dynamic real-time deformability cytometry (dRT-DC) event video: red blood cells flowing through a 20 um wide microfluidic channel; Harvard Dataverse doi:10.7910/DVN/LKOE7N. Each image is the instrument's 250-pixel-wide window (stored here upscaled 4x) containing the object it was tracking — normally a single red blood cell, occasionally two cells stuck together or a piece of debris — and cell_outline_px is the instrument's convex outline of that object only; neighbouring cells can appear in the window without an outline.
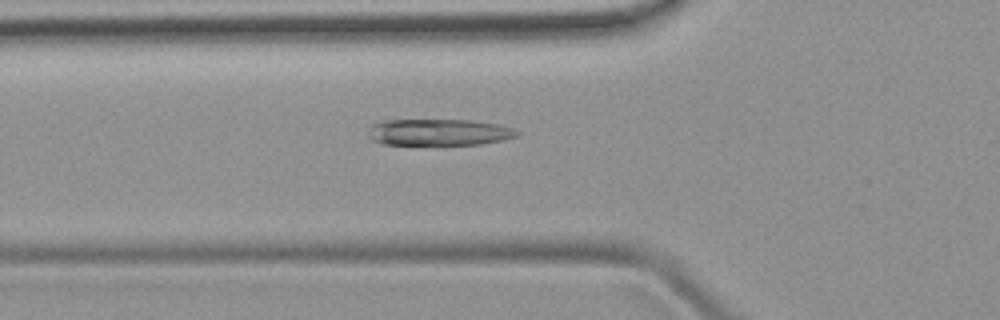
{"species": "common noctule bat (a hibernating species)", "species_latin": "Nyctalus noctula", "temperature_condition": "room temperature", "stored_images_in_passage": 36, "camera_frame_rate_fps": 3000, "um_per_image_px": 0.085, "animal": {"sex": "female", "body_mass_g": 19.9}, "frame": {"image": 1, "passage_image": 8, "time_ms": 2.333, "image_size_px": [1000, 320], "cell_outline_px": [[520, 132], [516, 136], [504, 140], [480, 144], [384, 144], [372, 140], [368, 136], [368, 132], [372, 124], [380, 120], [472, 120], [496, 124], [512, 128]], "centroid_in_image_um": [37.28, 11.23], "position_along_channel_um": 88.5, "area_um2": 22.89}}
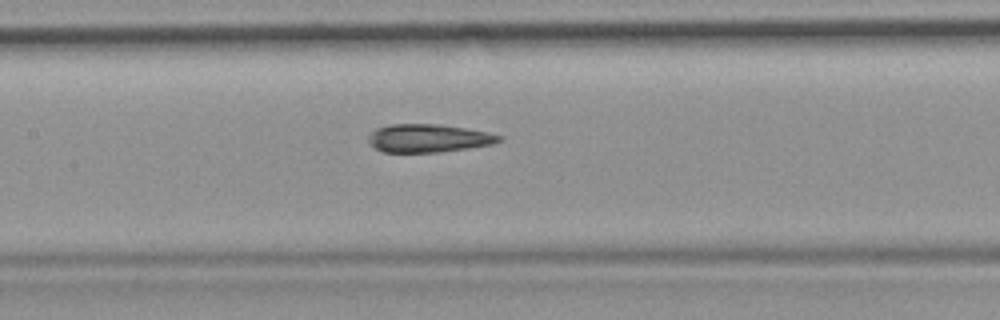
{"frame": {"image": 2, "passage_image": 14, "time_ms": 4.333, "image_size_px": [1000, 320], "cell_outline_px": [[504, 140], [492, 144], [468, 148], [440, 152], [384, 152], [372, 148], [368, 144], [368, 136], [376, 128], [392, 124], [436, 124], [464, 128], [488, 132], [504, 136]], "centroid_in_image_um": [36.4, 11.75], "position_along_channel_um": 171.0, "area_um2": 21.56}}
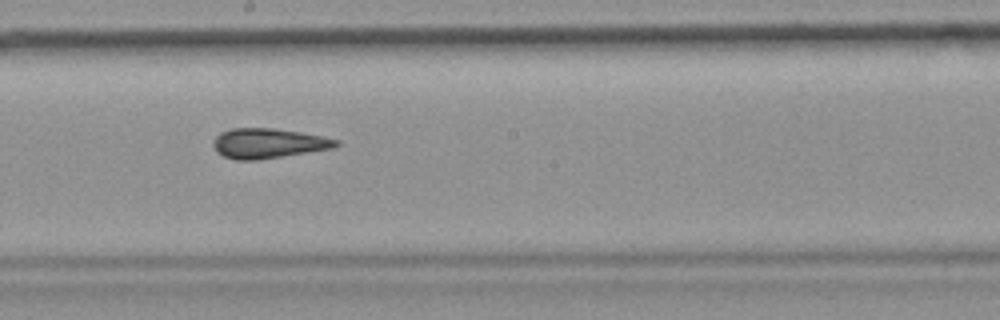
{"frame": {"image": 3, "passage_image": 18, "time_ms": 5.667, "image_size_px": [1000, 320], "cell_outline_px": [[340, 144], [332, 148], [256, 160], [236, 160], [224, 156], [216, 152], [212, 144], [212, 140], [220, 132], [232, 128], [272, 128], [300, 132], [340, 140]], "centroid_in_image_um": [22.75, 12.17], "position_along_channel_um": 225.5, "area_um2": 21.27}}